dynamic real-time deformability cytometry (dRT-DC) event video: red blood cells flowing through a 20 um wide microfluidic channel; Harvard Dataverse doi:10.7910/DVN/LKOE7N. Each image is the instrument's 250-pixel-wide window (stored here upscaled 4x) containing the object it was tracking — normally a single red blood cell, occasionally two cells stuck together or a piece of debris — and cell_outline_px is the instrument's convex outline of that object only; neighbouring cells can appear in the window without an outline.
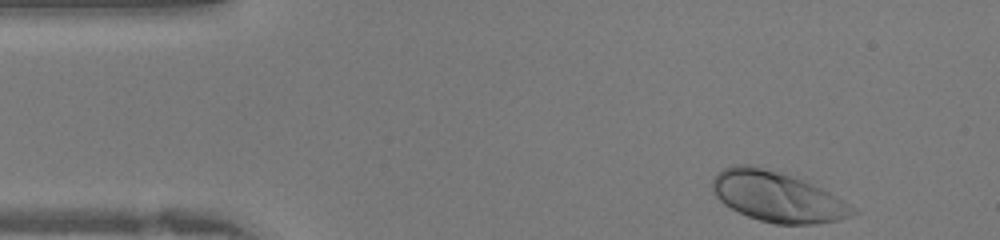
{"species": "human", "species_latin": "Homo sapiens", "temperature_condition": "warm", "stored_images_in_passage": 32, "camera_frame_rate_fps": 3000, "um_per_image_px": 0.085, "donor": {"sex": "female"}, "frame": {"image": 1, "passage_image": 1, "time_ms": 0.0, "image_size_px": [1000, 240], "cell_outline_px": [[860, 212], [840, 220], [816, 224], [776, 224], [760, 220], [748, 216], [724, 204], [716, 196], [712, 188], [712, 180], [724, 168], [732, 164], [756, 164], [780, 172], [812, 184], [828, 192], [848, 204]], "centroid_in_image_um": [66.05, 16.71], "position_along_channel_um": 18.9, "area_um2": 40.75}}
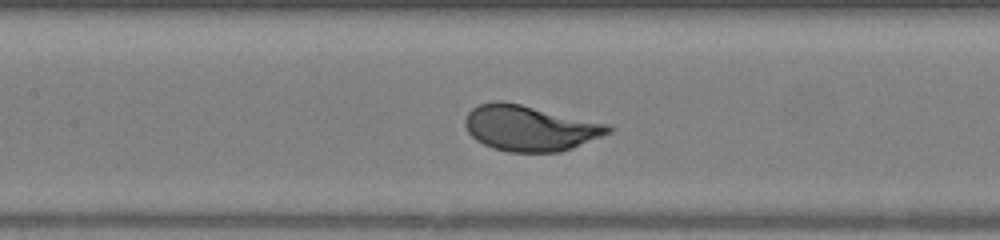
{"frame": {"image": 2, "passage_image": 15, "time_ms": 4.667, "image_size_px": [1000, 240], "cell_outline_px": [[616, 128], [612, 132], [572, 148], [560, 152], [508, 152], [492, 148], [476, 140], [468, 132], [464, 124], [464, 120], [468, 112], [472, 108], [480, 104], [496, 100], [500, 100], [520, 104], [612, 124]], "centroid_in_image_um": [45.08, 10.88], "position_along_channel_um": 162.3, "area_um2": 38.38}}
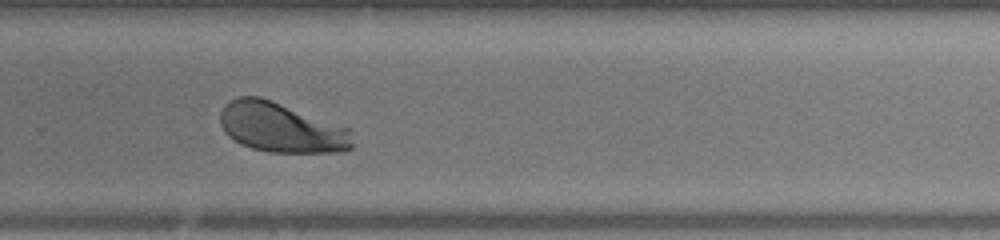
{"frame": {"image": 3, "passage_image": 24, "time_ms": 7.667, "image_size_px": [1000, 240], "cell_outline_px": [[352, 148], [344, 152], [268, 152], [252, 148], [240, 144], [228, 136], [224, 132], [220, 124], [220, 112], [224, 104], [240, 96], [260, 96], [352, 128]], "centroid_in_image_um": [23.92, 10.84], "position_along_channel_um": 305.9, "area_um2": 38.84}}